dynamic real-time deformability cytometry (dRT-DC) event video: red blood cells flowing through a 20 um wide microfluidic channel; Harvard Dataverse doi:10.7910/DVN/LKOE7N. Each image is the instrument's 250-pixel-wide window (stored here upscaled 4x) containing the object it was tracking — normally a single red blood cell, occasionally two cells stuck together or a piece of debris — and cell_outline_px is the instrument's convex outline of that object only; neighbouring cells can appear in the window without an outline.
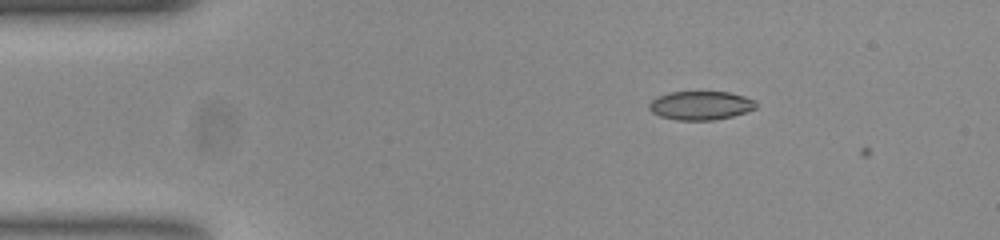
{"species": "common noctule bat (a hibernating species)", "species_latin": "Nyctalus noctula", "temperature_condition": "room temperature", "stored_images_in_passage": 4, "camera_frame_rate_fps": 3000, "um_per_image_px": 0.085, "animal": {"sex": "female", "body_mass_g": 23.0, "forearm_length_mm": 53.4}, "frame": {"image": 1, "passage_image": 3, "time_ms": 0.667, "image_size_px": [1000, 240], "cell_outline_px": [[756, 108], [732, 116], [712, 120], [676, 120], [660, 116], [652, 112], [648, 108], [648, 104], [656, 96], [668, 92], [728, 92], [744, 96], [756, 100]], "centroid_in_image_um": [59.52, 8.96], "position_along_channel_um": 25.5, "area_um2": 17.92}}